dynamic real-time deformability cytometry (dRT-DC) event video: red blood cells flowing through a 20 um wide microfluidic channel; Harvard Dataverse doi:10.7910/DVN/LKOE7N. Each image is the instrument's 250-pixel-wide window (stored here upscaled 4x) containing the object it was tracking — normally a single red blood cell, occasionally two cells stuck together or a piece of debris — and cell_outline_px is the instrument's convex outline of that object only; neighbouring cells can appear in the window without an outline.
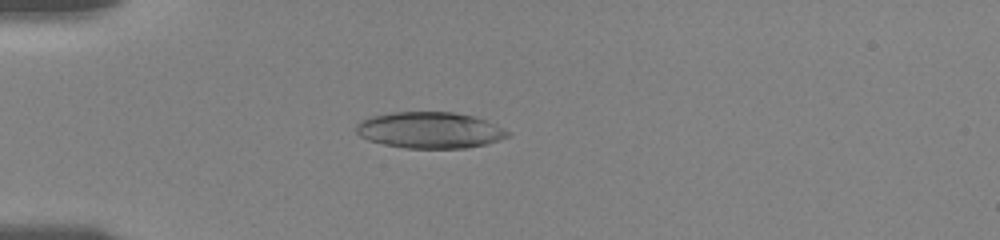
{"species": "human", "species_latin": "Homo sapiens", "temperature_condition": "room temperature", "stored_images_in_passage": 32, "camera_frame_rate_fps": 3000, "um_per_image_px": 0.085, "donor": {"sex": "female"}, "frame": {"image": 1, "passage_image": 23, "time_ms": 5.0, "image_size_px": [1000, 240], "cell_outline_px": [[512, 132], [508, 136], [484, 144], [468, 148], [404, 148], [384, 144], [368, 140], [360, 136], [356, 132], [356, 124], [360, 120], [372, 116], [392, 112], [452, 112], [472, 116], [488, 120]], "centroid_in_image_um": [36.53, 11.06], "position_along_channel_um": 48.5, "area_um2": 32.08}}
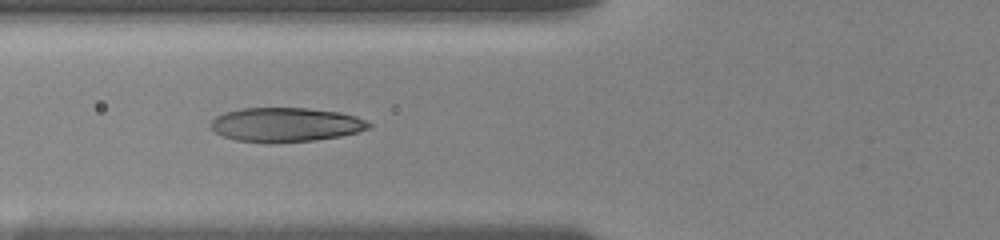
{"frame": {"image": 2, "passage_image": 31, "time_ms": 7.0, "image_size_px": [1000, 240], "cell_outline_px": [[372, 128], [340, 136], [316, 140], [236, 140], [224, 136], [216, 132], [212, 128], [212, 120], [216, 116], [224, 112], [240, 108], [308, 108], [340, 112], [356, 116], [372, 124]], "centroid_in_image_um": [24.34, 10.55], "position_along_channel_um": 101.5, "area_um2": 30.58}}